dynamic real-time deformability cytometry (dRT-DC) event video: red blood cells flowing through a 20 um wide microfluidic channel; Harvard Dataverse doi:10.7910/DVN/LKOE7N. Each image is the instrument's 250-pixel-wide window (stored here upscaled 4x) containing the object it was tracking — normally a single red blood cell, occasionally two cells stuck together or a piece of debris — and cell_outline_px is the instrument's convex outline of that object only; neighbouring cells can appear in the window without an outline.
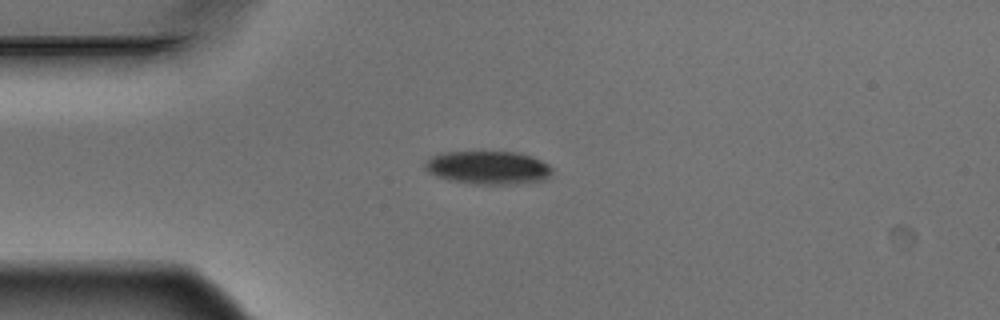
{"species": "Egyptian fruit bat (a non-hibernating species)", "species_latin": "Rousettus aegyptiacus", "temperature_condition": "warm", "stored_images_in_passage": 2, "camera_frame_rate_fps": 3000, "um_per_image_px": 0.085, "animal": {"sex": "male"}, "frame": {"image": 1, "passage_image": 1, "time_ms": 0.0, "image_size_px": [1000, 320], "cell_outline_px": [[552, 172], [544, 180], [516, 184], [468, 184], [448, 180], [436, 176], [428, 172], [424, 168], [424, 160], [440, 152], [516, 152], [532, 156], [548, 164], [552, 168]], "centroid_in_image_um": [41.44, 14.25], "position_along_channel_um": 43.6, "area_um2": 24.91}}